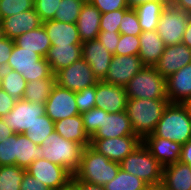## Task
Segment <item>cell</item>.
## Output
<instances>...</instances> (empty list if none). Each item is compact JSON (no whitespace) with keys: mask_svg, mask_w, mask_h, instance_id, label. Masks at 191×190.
Instances as JSON below:
<instances>
[{"mask_svg":"<svg viewBox=\"0 0 191 190\" xmlns=\"http://www.w3.org/2000/svg\"><path fill=\"white\" fill-rule=\"evenodd\" d=\"M79 190H104L103 186L89 184L78 180Z\"/></svg>","mask_w":191,"mask_h":190,"instance_id":"9f6ffc18","label":"cell"},{"mask_svg":"<svg viewBox=\"0 0 191 190\" xmlns=\"http://www.w3.org/2000/svg\"><path fill=\"white\" fill-rule=\"evenodd\" d=\"M34 8V0H0V21L8 16Z\"/></svg>","mask_w":191,"mask_h":190,"instance_id":"8d00e7d4","label":"cell"},{"mask_svg":"<svg viewBox=\"0 0 191 190\" xmlns=\"http://www.w3.org/2000/svg\"><path fill=\"white\" fill-rule=\"evenodd\" d=\"M55 82L60 87L78 92L94 86L99 81L93 74L90 65L83 59L72 63L55 73Z\"/></svg>","mask_w":191,"mask_h":190,"instance_id":"9c48e42d","label":"cell"},{"mask_svg":"<svg viewBox=\"0 0 191 190\" xmlns=\"http://www.w3.org/2000/svg\"><path fill=\"white\" fill-rule=\"evenodd\" d=\"M6 68L19 72L26 82L49 78L53 72L45 58L14 43Z\"/></svg>","mask_w":191,"mask_h":190,"instance_id":"52a82bcc","label":"cell"},{"mask_svg":"<svg viewBox=\"0 0 191 190\" xmlns=\"http://www.w3.org/2000/svg\"><path fill=\"white\" fill-rule=\"evenodd\" d=\"M144 66L138 55H113L103 82L125 87Z\"/></svg>","mask_w":191,"mask_h":190,"instance_id":"7c38bea8","label":"cell"},{"mask_svg":"<svg viewBox=\"0 0 191 190\" xmlns=\"http://www.w3.org/2000/svg\"><path fill=\"white\" fill-rule=\"evenodd\" d=\"M128 99H168L166 79L154 66H144L125 86Z\"/></svg>","mask_w":191,"mask_h":190,"instance_id":"8992f818","label":"cell"},{"mask_svg":"<svg viewBox=\"0 0 191 190\" xmlns=\"http://www.w3.org/2000/svg\"><path fill=\"white\" fill-rule=\"evenodd\" d=\"M139 36L120 34L114 55H138L140 50Z\"/></svg>","mask_w":191,"mask_h":190,"instance_id":"60d3db41","label":"cell"},{"mask_svg":"<svg viewBox=\"0 0 191 190\" xmlns=\"http://www.w3.org/2000/svg\"><path fill=\"white\" fill-rule=\"evenodd\" d=\"M91 4H93L101 14L119 9H129L126 0H92Z\"/></svg>","mask_w":191,"mask_h":190,"instance_id":"f6af8a7d","label":"cell"},{"mask_svg":"<svg viewBox=\"0 0 191 190\" xmlns=\"http://www.w3.org/2000/svg\"><path fill=\"white\" fill-rule=\"evenodd\" d=\"M43 159L64 167L72 176L78 170L84 147L60 136L55 130L44 139Z\"/></svg>","mask_w":191,"mask_h":190,"instance_id":"3957f363","label":"cell"},{"mask_svg":"<svg viewBox=\"0 0 191 190\" xmlns=\"http://www.w3.org/2000/svg\"><path fill=\"white\" fill-rule=\"evenodd\" d=\"M119 26V33L139 36L142 33L138 15L134 9H129L122 17Z\"/></svg>","mask_w":191,"mask_h":190,"instance_id":"ab89813d","label":"cell"},{"mask_svg":"<svg viewBox=\"0 0 191 190\" xmlns=\"http://www.w3.org/2000/svg\"><path fill=\"white\" fill-rule=\"evenodd\" d=\"M171 3L175 7L191 14V0H171Z\"/></svg>","mask_w":191,"mask_h":190,"instance_id":"f5cc1de1","label":"cell"},{"mask_svg":"<svg viewBox=\"0 0 191 190\" xmlns=\"http://www.w3.org/2000/svg\"><path fill=\"white\" fill-rule=\"evenodd\" d=\"M42 24L52 45L82 44L76 23L47 20Z\"/></svg>","mask_w":191,"mask_h":190,"instance_id":"cb8c5ba5","label":"cell"},{"mask_svg":"<svg viewBox=\"0 0 191 190\" xmlns=\"http://www.w3.org/2000/svg\"><path fill=\"white\" fill-rule=\"evenodd\" d=\"M55 129L54 122L46 115H42L37 119L31 128L24 134L36 145H42L44 139L48 137Z\"/></svg>","mask_w":191,"mask_h":190,"instance_id":"e575fe53","label":"cell"},{"mask_svg":"<svg viewBox=\"0 0 191 190\" xmlns=\"http://www.w3.org/2000/svg\"><path fill=\"white\" fill-rule=\"evenodd\" d=\"M101 12L91 3L83 4L77 20V28L82 43L97 39L100 32Z\"/></svg>","mask_w":191,"mask_h":190,"instance_id":"603a6c76","label":"cell"},{"mask_svg":"<svg viewBox=\"0 0 191 190\" xmlns=\"http://www.w3.org/2000/svg\"><path fill=\"white\" fill-rule=\"evenodd\" d=\"M4 37H5L4 32H3L2 25H1V22H0V40H2Z\"/></svg>","mask_w":191,"mask_h":190,"instance_id":"94428289","label":"cell"},{"mask_svg":"<svg viewBox=\"0 0 191 190\" xmlns=\"http://www.w3.org/2000/svg\"><path fill=\"white\" fill-rule=\"evenodd\" d=\"M59 190H79L78 180L72 178L65 186L61 187Z\"/></svg>","mask_w":191,"mask_h":190,"instance_id":"6f0895ef","label":"cell"},{"mask_svg":"<svg viewBox=\"0 0 191 190\" xmlns=\"http://www.w3.org/2000/svg\"><path fill=\"white\" fill-rule=\"evenodd\" d=\"M83 3L79 0H61L52 20L77 23Z\"/></svg>","mask_w":191,"mask_h":190,"instance_id":"d590c367","label":"cell"},{"mask_svg":"<svg viewBox=\"0 0 191 190\" xmlns=\"http://www.w3.org/2000/svg\"><path fill=\"white\" fill-rule=\"evenodd\" d=\"M16 99L0 88V118L6 116L14 107Z\"/></svg>","mask_w":191,"mask_h":190,"instance_id":"681fc988","label":"cell"},{"mask_svg":"<svg viewBox=\"0 0 191 190\" xmlns=\"http://www.w3.org/2000/svg\"><path fill=\"white\" fill-rule=\"evenodd\" d=\"M165 6L166 4L164 2L149 1L134 9L138 15L142 31L157 30L161 12Z\"/></svg>","mask_w":191,"mask_h":190,"instance_id":"f546056e","label":"cell"},{"mask_svg":"<svg viewBox=\"0 0 191 190\" xmlns=\"http://www.w3.org/2000/svg\"><path fill=\"white\" fill-rule=\"evenodd\" d=\"M16 133L0 143V166L16 165Z\"/></svg>","mask_w":191,"mask_h":190,"instance_id":"f35d334b","label":"cell"},{"mask_svg":"<svg viewBox=\"0 0 191 190\" xmlns=\"http://www.w3.org/2000/svg\"><path fill=\"white\" fill-rule=\"evenodd\" d=\"M142 140L137 135L116 138L90 139V146L111 161L120 163Z\"/></svg>","mask_w":191,"mask_h":190,"instance_id":"4fadbf2b","label":"cell"},{"mask_svg":"<svg viewBox=\"0 0 191 190\" xmlns=\"http://www.w3.org/2000/svg\"><path fill=\"white\" fill-rule=\"evenodd\" d=\"M139 39V58L142 60L145 66H155L163 54L166 45L156 30L142 31V33L139 35Z\"/></svg>","mask_w":191,"mask_h":190,"instance_id":"484cf974","label":"cell"},{"mask_svg":"<svg viewBox=\"0 0 191 190\" xmlns=\"http://www.w3.org/2000/svg\"><path fill=\"white\" fill-rule=\"evenodd\" d=\"M75 101L80 114L94 108L96 104V85L76 92Z\"/></svg>","mask_w":191,"mask_h":190,"instance_id":"b9f144b4","label":"cell"},{"mask_svg":"<svg viewBox=\"0 0 191 190\" xmlns=\"http://www.w3.org/2000/svg\"><path fill=\"white\" fill-rule=\"evenodd\" d=\"M55 131L63 138L77 142L83 147L90 145V137L86 133L81 114L54 122Z\"/></svg>","mask_w":191,"mask_h":190,"instance_id":"4316f807","label":"cell"},{"mask_svg":"<svg viewBox=\"0 0 191 190\" xmlns=\"http://www.w3.org/2000/svg\"><path fill=\"white\" fill-rule=\"evenodd\" d=\"M155 136L184 145L191 139V119L180 103H169L153 132Z\"/></svg>","mask_w":191,"mask_h":190,"instance_id":"277c9868","label":"cell"},{"mask_svg":"<svg viewBox=\"0 0 191 190\" xmlns=\"http://www.w3.org/2000/svg\"><path fill=\"white\" fill-rule=\"evenodd\" d=\"M26 171L52 190H59L72 179V175L64 167L43 158L33 161Z\"/></svg>","mask_w":191,"mask_h":190,"instance_id":"5bb4252c","label":"cell"},{"mask_svg":"<svg viewBox=\"0 0 191 190\" xmlns=\"http://www.w3.org/2000/svg\"><path fill=\"white\" fill-rule=\"evenodd\" d=\"M191 63V49L185 44L166 46L163 54L155 64V69L167 79L185 65Z\"/></svg>","mask_w":191,"mask_h":190,"instance_id":"2e32d148","label":"cell"},{"mask_svg":"<svg viewBox=\"0 0 191 190\" xmlns=\"http://www.w3.org/2000/svg\"><path fill=\"white\" fill-rule=\"evenodd\" d=\"M81 58L82 44L52 45L45 56L53 74Z\"/></svg>","mask_w":191,"mask_h":190,"instance_id":"7402d4cb","label":"cell"},{"mask_svg":"<svg viewBox=\"0 0 191 190\" xmlns=\"http://www.w3.org/2000/svg\"><path fill=\"white\" fill-rule=\"evenodd\" d=\"M148 190H167V189H165L162 185H158V186L149 187Z\"/></svg>","mask_w":191,"mask_h":190,"instance_id":"91938a15","label":"cell"},{"mask_svg":"<svg viewBox=\"0 0 191 190\" xmlns=\"http://www.w3.org/2000/svg\"><path fill=\"white\" fill-rule=\"evenodd\" d=\"M12 134H14L13 131L0 118V143Z\"/></svg>","mask_w":191,"mask_h":190,"instance_id":"11a10c76","label":"cell"},{"mask_svg":"<svg viewBox=\"0 0 191 190\" xmlns=\"http://www.w3.org/2000/svg\"><path fill=\"white\" fill-rule=\"evenodd\" d=\"M127 101L125 87L107 84L103 81L96 84V108L114 114L125 111Z\"/></svg>","mask_w":191,"mask_h":190,"instance_id":"9a60e30c","label":"cell"},{"mask_svg":"<svg viewBox=\"0 0 191 190\" xmlns=\"http://www.w3.org/2000/svg\"><path fill=\"white\" fill-rule=\"evenodd\" d=\"M44 114H46L45 104L19 99L13 109L2 117V120L13 133L24 134Z\"/></svg>","mask_w":191,"mask_h":190,"instance_id":"30bf717a","label":"cell"},{"mask_svg":"<svg viewBox=\"0 0 191 190\" xmlns=\"http://www.w3.org/2000/svg\"><path fill=\"white\" fill-rule=\"evenodd\" d=\"M135 135L126 111L103 114L102 127L91 139L116 138Z\"/></svg>","mask_w":191,"mask_h":190,"instance_id":"ffe728a7","label":"cell"},{"mask_svg":"<svg viewBox=\"0 0 191 190\" xmlns=\"http://www.w3.org/2000/svg\"><path fill=\"white\" fill-rule=\"evenodd\" d=\"M169 103L168 99H128L125 111L135 135L143 140L152 134Z\"/></svg>","mask_w":191,"mask_h":190,"instance_id":"6da1fadb","label":"cell"},{"mask_svg":"<svg viewBox=\"0 0 191 190\" xmlns=\"http://www.w3.org/2000/svg\"><path fill=\"white\" fill-rule=\"evenodd\" d=\"M127 6L129 9H135L139 5H142L149 1H158V2H164L166 5L171 4V0H126Z\"/></svg>","mask_w":191,"mask_h":190,"instance_id":"816d5d0a","label":"cell"},{"mask_svg":"<svg viewBox=\"0 0 191 190\" xmlns=\"http://www.w3.org/2000/svg\"><path fill=\"white\" fill-rule=\"evenodd\" d=\"M103 114L108 112L96 107L81 114L85 131L90 138L102 127Z\"/></svg>","mask_w":191,"mask_h":190,"instance_id":"74e56055","label":"cell"},{"mask_svg":"<svg viewBox=\"0 0 191 190\" xmlns=\"http://www.w3.org/2000/svg\"><path fill=\"white\" fill-rule=\"evenodd\" d=\"M14 43L25 50L38 53L43 58L52 46L43 24L34 30L21 34L14 40Z\"/></svg>","mask_w":191,"mask_h":190,"instance_id":"83f0119b","label":"cell"},{"mask_svg":"<svg viewBox=\"0 0 191 190\" xmlns=\"http://www.w3.org/2000/svg\"><path fill=\"white\" fill-rule=\"evenodd\" d=\"M191 14L175 7L166 5L161 12L157 32L166 46L180 44Z\"/></svg>","mask_w":191,"mask_h":190,"instance_id":"ba28073f","label":"cell"},{"mask_svg":"<svg viewBox=\"0 0 191 190\" xmlns=\"http://www.w3.org/2000/svg\"><path fill=\"white\" fill-rule=\"evenodd\" d=\"M142 143L163 167L180 160L182 145L179 143L155 136L153 133L146 136Z\"/></svg>","mask_w":191,"mask_h":190,"instance_id":"ac0fdd59","label":"cell"},{"mask_svg":"<svg viewBox=\"0 0 191 190\" xmlns=\"http://www.w3.org/2000/svg\"><path fill=\"white\" fill-rule=\"evenodd\" d=\"M119 39V32L100 31L97 36V40L113 55L115 54Z\"/></svg>","mask_w":191,"mask_h":190,"instance_id":"bcb514c9","label":"cell"},{"mask_svg":"<svg viewBox=\"0 0 191 190\" xmlns=\"http://www.w3.org/2000/svg\"><path fill=\"white\" fill-rule=\"evenodd\" d=\"M166 94L170 103H182L191 98V63L166 79Z\"/></svg>","mask_w":191,"mask_h":190,"instance_id":"44dd1931","label":"cell"},{"mask_svg":"<svg viewBox=\"0 0 191 190\" xmlns=\"http://www.w3.org/2000/svg\"><path fill=\"white\" fill-rule=\"evenodd\" d=\"M20 190H52L40 180H36L29 173H25L21 182Z\"/></svg>","mask_w":191,"mask_h":190,"instance_id":"c3c4849f","label":"cell"},{"mask_svg":"<svg viewBox=\"0 0 191 190\" xmlns=\"http://www.w3.org/2000/svg\"><path fill=\"white\" fill-rule=\"evenodd\" d=\"M80 2H82L83 4H87V3H91L92 0H79Z\"/></svg>","mask_w":191,"mask_h":190,"instance_id":"6125c7cd","label":"cell"},{"mask_svg":"<svg viewBox=\"0 0 191 190\" xmlns=\"http://www.w3.org/2000/svg\"><path fill=\"white\" fill-rule=\"evenodd\" d=\"M149 187L145 181L121 168L112 181L103 185L104 190H148Z\"/></svg>","mask_w":191,"mask_h":190,"instance_id":"d6a6232c","label":"cell"},{"mask_svg":"<svg viewBox=\"0 0 191 190\" xmlns=\"http://www.w3.org/2000/svg\"><path fill=\"white\" fill-rule=\"evenodd\" d=\"M76 92L55 84L45 102L46 115L57 122L80 114L75 101Z\"/></svg>","mask_w":191,"mask_h":190,"instance_id":"8fae6325","label":"cell"},{"mask_svg":"<svg viewBox=\"0 0 191 190\" xmlns=\"http://www.w3.org/2000/svg\"><path fill=\"white\" fill-rule=\"evenodd\" d=\"M119 169L120 164L118 162L111 161L89 145L84 147L80 165L72 178L103 186L117 176Z\"/></svg>","mask_w":191,"mask_h":190,"instance_id":"7a4b0ae2","label":"cell"},{"mask_svg":"<svg viewBox=\"0 0 191 190\" xmlns=\"http://www.w3.org/2000/svg\"><path fill=\"white\" fill-rule=\"evenodd\" d=\"M26 80L22 75L8 68L1 70L0 88L7 92L12 98L19 100L23 98Z\"/></svg>","mask_w":191,"mask_h":190,"instance_id":"1f68e13d","label":"cell"},{"mask_svg":"<svg viewBox=\"0 0 191 190\" xmlns=\"http://www.w3.org/2000/svg\"><path fill=\"white\" fill-rule=\"evenodd\" d=\"M179 161L191 167V139L182 145Z\"/></svg>","mask_w":191,"mask_h":190,"instance_id":"f907efd6","label":"cell"},{"mask_svg":"<svg viewBox=\"0 0 191 190\" xmlns=\"http://www.w3.org/2000/svg\"><path fill=\"white\" fill-rule=\"evenodd\" d=\"M129 9H119L103 13L100 20V31L119 32L120 21Z\"/></svg>","mask_w":191,"mask_h":190,"instance_id":"7bdbcfd3","label":"cell"},{"mask_svg":"<svg viewBox=\"0 0 191 190\" xmlns=\"http://www.w3.org/2000/svg\"><path fill=\"white\" fill-rule=\"evenodd\" d=\"M14 47V40L4 37L0 40V70L5 69Z\"/></svg>","mask_w":191,"mask_h":190,"instance_id":"7dc6e473","label":"cell"},{"mask_svg":"<svg viewBox=\"0 0 191 190\" xmlns=\"http://www.w3.org/2000/svg\"><path fill=\"white\" fill-rule=\"evenodd\" d=\"M16 166L27 169L29 165L43 158L41 146L36 145L25 134H16Z\"/></svg>","mask_w":191,"mask_h":190,"instance_id":"f1b7e54d","label":"cell"},{"mask_svg":"<svg viewBox=\"0 0 191 190\" xmlns=\"http://www.w3.org/2000/svg\"><path fill=\"white\" fill-rule=\"evenodd\" d=\"M181 43L185 44L188 48L191 49V16L187 22Z\"/></svg>","mask_w":191,"mask_h":190,"instance_id":"db71d44e","label":"cell"},{"mask_svg":"<svg viewBox=\"0 0 191 190\" xmlns=\"http://www.w3.org/2000/svg\"><path fill=\"white\" fill-rule=\"evenodd\" d=\"M0 22L4 36L12 40L42 25V21L34 8L3 18Z\"/></svg>","mask_w":191,"mask_h":190,"instance_id":"d6986e66","label":"cell"},{"mask_svg":"<svg viewBox=\"0 0 191 190\" xmlns=\"http://www.w3.org/2000/svg\"><path fill=\"white\" fill-rule=\"evenodd\" d=\"M181 104L185 108L187 115L191 119V98L186 99Z\"/></svg>","mask_w":191,"mask_h":190,"instance_id":"680465c9","label":"cell"},{"mask_svg":"<svg viewBox=\"0 0 191 190\" xmlns=\"http://www.w3.org/2000/svg\"><path fill=\"white\" fill-rule=\"evenodd\" d=\"M111 54L97 39L82 43V58L90 65L98 81H103L111 63Z\"/></svg>","mask_w":191,"mask_h":190,"instance_id":"e0dca14e","label":"cell"},{"mask_svg":"<svg viewBox=\"0 0 191 190\" xmlns=\"http://www.w3.org/2000/svg\"><path fill=\"white\" fill-rule=\"evenodd\" d=\"M120 168L145 181L150 187L161 185L163 166L141 143L120 163Z\"/></svg>","mask_w":191,"mask_h":190,"instance_id":"5b68a950","label":"cell"},{"mask_svg":"<svg viewBox=\"0 0 191 190\" xmlns=\"http://www.w3.org/2000/svg\"><path fill=\"white\" fill-rule=\"evenodd\" d=\"M161 185L167 190H191V167L180 161L164 167Z\"/></svg>","mask_w":191,"mask_h":190,"instance_id":"d4e9b609","label":"cell"},{"mask_svg":"<svg viewBox=\"0 0 191 190\" xmlns=\"http://www.w3.org/2000/svg\"><path fill=\"white\" fill-rule=\"evenodd\" d=\"M55 84V74L46 79L27 82L22 99L33 103L45 104Z\"/></svg>","mask_w":191,"mask_h":190,"instance_id":"4dcf8cb0","label":"cell"},{"mask_svg":"<svg viewBox=\"0 0 191 190\" xmlns=\"http://www.w3.org/2000/svg\"><path fill=\"white\" fill-rule=\"evenodd\" d=\"M61 0H34V10L42 22L52 20Z\"/></svg>","mask_w":191,"mask_h":190,"instance_id":"ee69618b","label":"cell"},{"mask_svg":"<svg viewBox=\"0 0 191 190\" xmlns=\"http://www.w3.org/2000/svg\"><path fill=\"white\" fill-rule=\"evenodd\" d=\"M26 172L16 165L0 166V190H20Z\"/></svg>","mask_w":191,"mask_h":190,"instance_id":"836d02e7","label":"cell"}]
</instances>
